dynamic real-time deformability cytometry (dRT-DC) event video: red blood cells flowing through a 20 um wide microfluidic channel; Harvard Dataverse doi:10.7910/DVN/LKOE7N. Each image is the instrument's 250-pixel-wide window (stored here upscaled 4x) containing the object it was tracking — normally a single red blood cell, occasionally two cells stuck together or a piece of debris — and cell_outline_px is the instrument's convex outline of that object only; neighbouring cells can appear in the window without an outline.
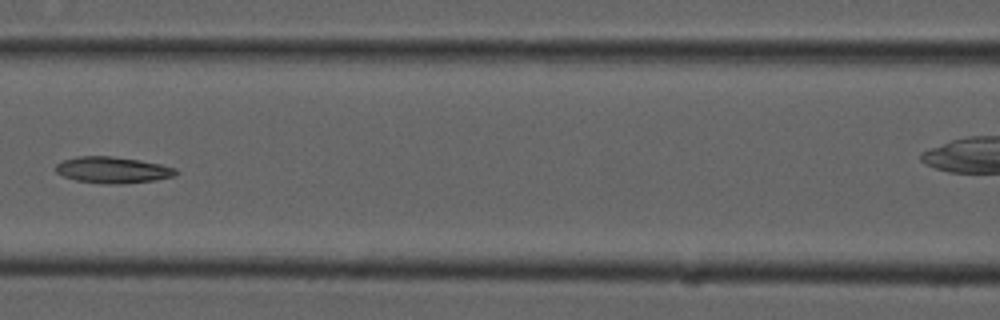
{"species": "common noctule bat (a hibernating species)", "species_latin": "Nyctalus noctula", "temperature_condition": "cold", "stored_images_in_passage": 4, "camera_frame_rate_fps": 3000, "um_per_image_px": 0.085, "animal": {"sex": "male", "forearm_length_mm": 52.5}, "frame": {"image": 1, "passage_image": 3, "time_ms": 0.667, "image_size_px": [1000, 320], "cell_outline_px": [[180, 172], [176, 176], [156, 180], [120, 184], [104, 184], [76, 180], [64, 176], [56, 172], [56, 164], [64, 160], [76, 156], [112, 156], [140, 160], [160, 164], [176, 168]], "centroid_in_image_um": [9.62, 14.45], "position_along_channel_um": 157.0, "area_um2": 18.55}}
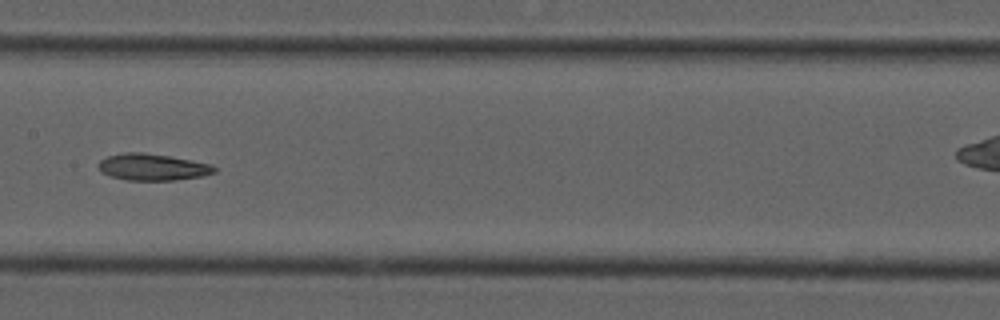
{"frame": {"image": 2, "passage_image": 4, "time_ms": 1.0, "image_size_px": [1000, 320], "cell_outline_px": [[216, 172], [200, 176], [176, 180], [124, 180], [100, 172], [96, 164], [100, 160], [108, 156], [124, 152], [144, 152], [192, 160], [212, 164], [216, 168]], "centroid_in_image_um": [12.93, 14.2], "position_along_channel_um": 194.5, "area_um2": 18.09}}